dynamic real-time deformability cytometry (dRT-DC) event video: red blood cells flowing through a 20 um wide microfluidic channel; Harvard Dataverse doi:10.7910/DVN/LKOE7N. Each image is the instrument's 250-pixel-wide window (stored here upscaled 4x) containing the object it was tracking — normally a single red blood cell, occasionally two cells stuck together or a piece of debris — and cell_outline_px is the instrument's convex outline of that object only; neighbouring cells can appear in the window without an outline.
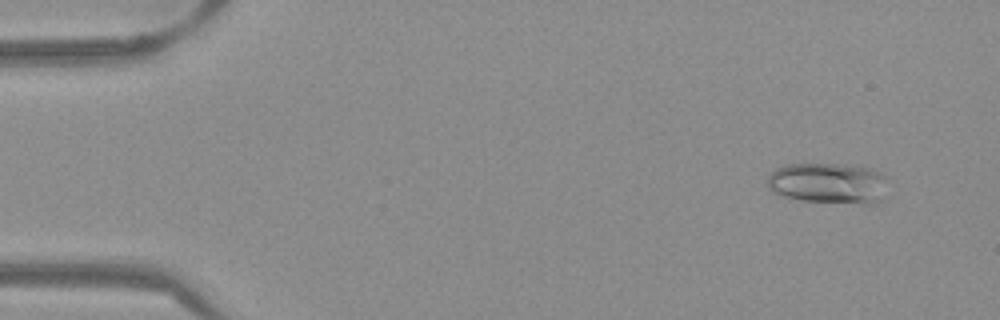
{"species": "Egyptian fruit bat (a non-hibernating species)", "species_latin": "Rousettus aegyptiacus", "temperature_condition": "warm", "stored_images_in_passage": 53, "camera_frame_rate_fps": 3000, "um_per_image_px": 0.085, "frame": {"image": 1, "passage_image": 5, "time_ms": 1.333, "image_size_px": [1000, 320], "cell_outline_px": [[884, 200], [880, 204], [864, 204], [800, 200], [780, 196], [772, 192], [768, 188], [768, 176], [776, 168], [784, 164], [836, 164], [868, 168], [880, 172], [884, 176]], "centroid_in_image_um": [70.39, 15.59], "position_along_channel_um": 14.6, "area_um2": 28.84}}
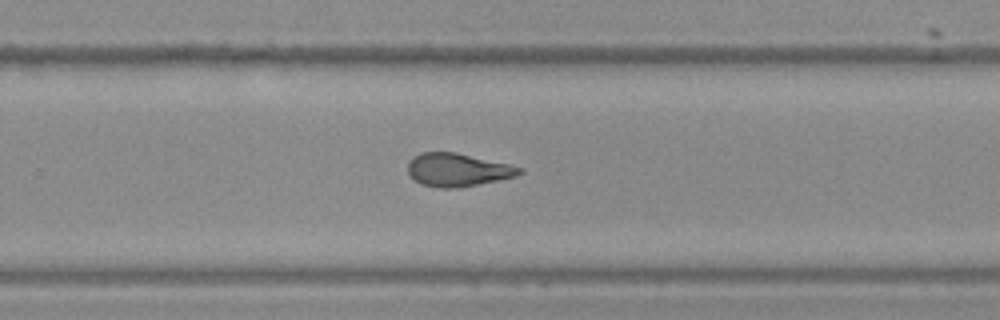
{"frame": {"image": 2, "passage_image": 35, "time_ms": 11.333, "image_size_px": [1000, 320], "cell_outline_px": [[524, 172], [516, 176], [456, 188], [440, 188], [420, 184], [408, 172], [408, 160], [412, 156], [420, 152], [456, 152], [508, 164], [524, 168]], "centroid_in_image_um": [38.87, 14.42], "position_along_channel_um": 290.9, "area_um2": 21.44}}
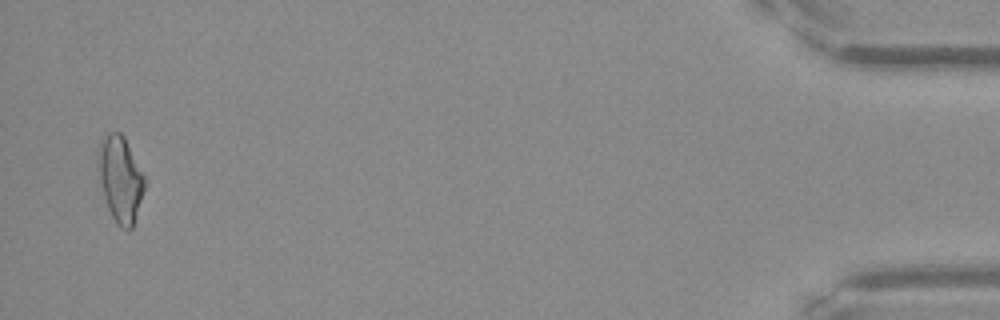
{"frame": {"image": 3, "passage_image": 52, "time_ms": 17.0, "image_size_px": [1000, 320], "cell_outline_px": [[148, 180], [132, 228], [128, 232], [120, 228], [116, 224], [108, 208], [104, 196], [100, 180], [100, 144], [104, 136], [108, 132], [120, 132], [124, 136]], "centroid_in_image_um": [10.3, 15.26], "position_along_channel_um": 424.9, "area_um2": 23.18}, "authors_computed_cell_mechanics": {"area_um2": 22.1374, "velocity_mm_per_s": 3.8767, "shape_relaxation_time_tau1_ms": 9.312, "shape_relaxation_time_tau2_ms": 2.5511, "deformation_change_tau1": 0.2241, "deformation_change_tau2": 0.1031}}